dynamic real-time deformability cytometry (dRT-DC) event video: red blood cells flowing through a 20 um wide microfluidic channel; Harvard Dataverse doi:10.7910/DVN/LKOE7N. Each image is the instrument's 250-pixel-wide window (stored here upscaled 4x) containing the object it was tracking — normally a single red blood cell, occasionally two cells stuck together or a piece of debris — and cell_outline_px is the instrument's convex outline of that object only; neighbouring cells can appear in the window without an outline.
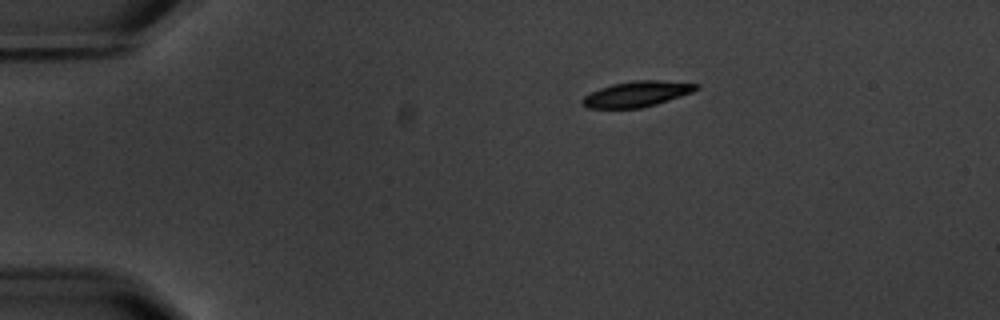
{"species": "common noctule bat (a hibernating species)", "species_latin": "Nyctalus noctula", "temperature_condition": "warm", "stored_images_in_passage": 2, "camera_frame_rate_fps": 3000, "um_per_image_px": 0.085, "animal": {"sex": "male", "body_mass_g": 20.1, "forearm_length_mm": 53.5}, "frame": {"image": 1, "passage_image": 1, "time_ms": 0.0, "image_size_px": [1000, 320], "cell_outline_px": [[700, 88], [692, 92], [656, 104], [640, 108], [588, 108], [580, 104], [580, 100], [584, 96], [600, 88], [612, 84], [632, 80], [660, 80], [700, 84]], "centroid_in_image_um": [54.12, 7.98], "position_along_channel_um": 30.9, "area_um2": 16.99}}